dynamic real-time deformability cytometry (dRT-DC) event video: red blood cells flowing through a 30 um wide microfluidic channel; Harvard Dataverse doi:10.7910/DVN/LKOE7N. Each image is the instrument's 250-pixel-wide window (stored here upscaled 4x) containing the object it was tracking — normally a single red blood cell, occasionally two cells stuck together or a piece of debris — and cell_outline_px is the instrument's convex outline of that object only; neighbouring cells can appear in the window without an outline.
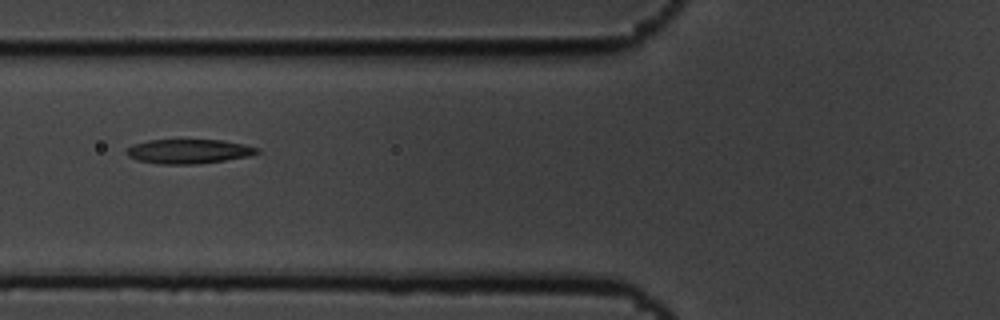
{"species": "common noctule bat (a hibernating species)", "species_latin": "Nyctalus noctula", "temperature_condition": "cold", "stored_images_in_passage": 11, "camera_frame_rate_fps": 3000, "um_per_image_px": 0.085, "animal": {"sex": "male", "body_mass_g": 19.5, "forearm_length_mm": 54.6}, "frame": {"image": 1, "passage_image": 2, "time_ms": 0.333, "image_size_px": [1000, 320], "cell_outline_px": [[260, 152], [252, 156], [196, 164], [160, 164], [136, 160], [128, 156], [124, 152], [132, 144], [148, 140], [224, 140], [244, 144], [260, 148]], "centroid_in_image_um": [16.05, 12.86], "position_along_channel_um": 109.8, "area_um2": 18.73}}
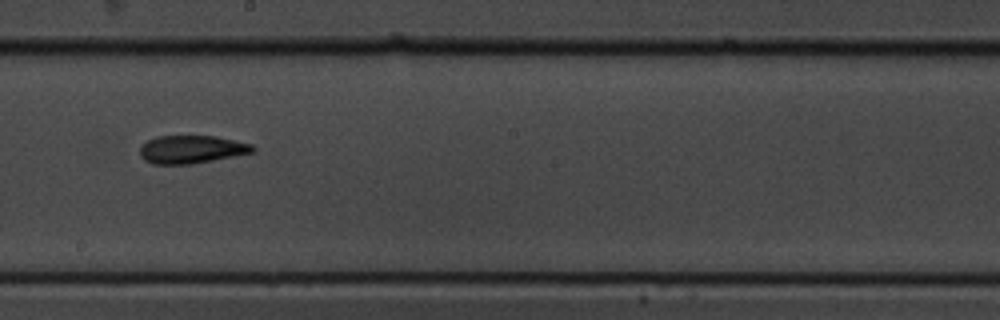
{"frame": {"image": 2, "passage_image": 5, "time_ms": 1.333, "image_size_px": [1000, 320], "cell_outline_px": [[256, 148], [252, 152], [192, 164], [152, 164], [144, 160], [140, 156], [140, 144], [156, 136], [216, 136], [252, 144]], "centroid_in_image_um": [16.22, 12.69], "position_along_channel_um": 232.0, "area_um2": 18.38}}
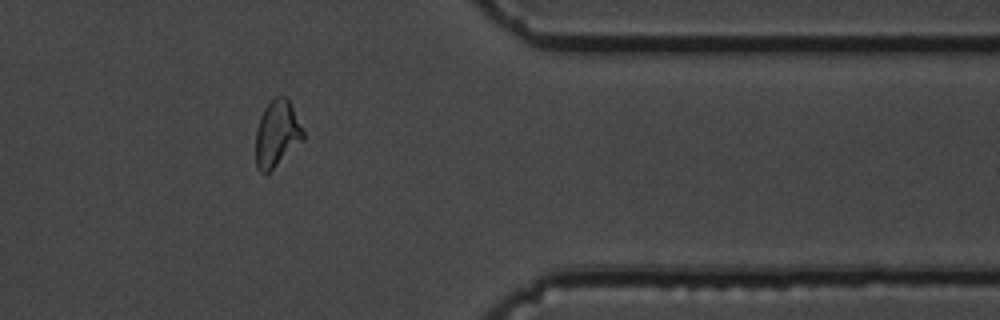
{"frame": {"image": 3, "passage_image": 9, "time_ms": 2.667, "image_size_px": [1000, 320], "cell_outline_px": [[304, 140], [268, 172], [260, 172], [256, 168], [256, 128], [260, 116], [264, 108], [276, 96], [288, 96], [304, 132]], "centroid_in_image_um": [23.54, 11.34], "position_along_channel_um": 387.9, "area_um2": 18.32}}